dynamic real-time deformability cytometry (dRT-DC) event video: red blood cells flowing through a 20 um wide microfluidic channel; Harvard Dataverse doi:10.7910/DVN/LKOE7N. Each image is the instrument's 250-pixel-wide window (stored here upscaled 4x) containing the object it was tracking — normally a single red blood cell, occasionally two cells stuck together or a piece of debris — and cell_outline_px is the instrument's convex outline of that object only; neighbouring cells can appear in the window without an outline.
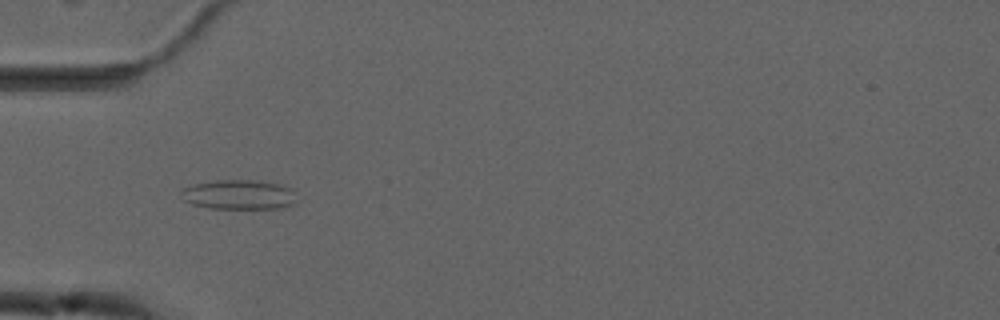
{"species": "common noctule bat (a hibernating species)", "species_latin": "Nyctalus noctula", "temperature_condition": "cold", "stored_images_in_passage": 7, "camera_frame_rate_fps": 3000, "um_per_image_px": 0.085, "animal": {"sex": "male", "forearm_length_mm": 52.5}, "frame": {"image": 1, "passage_image": 4, "time_ms": 3.667, "image_size_px": [1000, 320], "cell_outline_px": [[296, 200], [292, 204], [284, 208], [212, 208], [192, 204], [184, 200], [180, 192], [180, 188], [196, 184], [216, 180], [260, 180], [280, 184], [292, 188]], "centroid_in_image_um": [20.31, 16.53], "position_along_channel_um": 64.7, "area_um2": 20.0}}
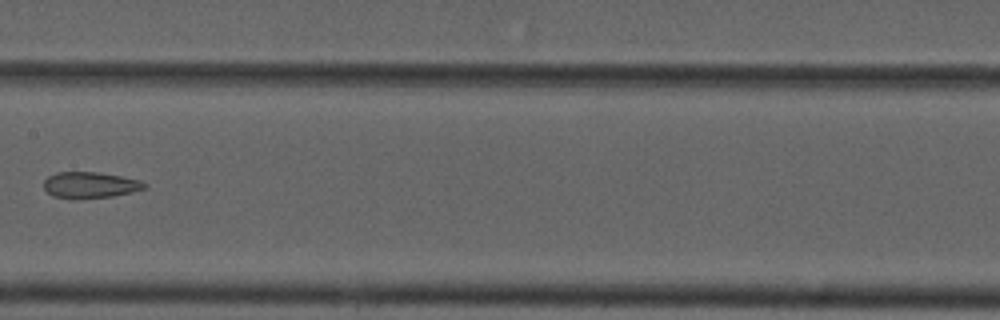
{"frame": {"image": 2, "passage_image": 7, "time_ms": 7.333, "image_size_px": [1000, 320], "cell_outline_px": [[148, 188], [132, 192], [112, 196], [72, 200], [52, 196], [44, 188], [44, 180], [48, 176], [56, 172], [96, 172], [120, 176], [140, 180], [148, 184]], "centroid_in_image_um": [7.65, 15.74], "position_along_channel_um": 199.7, "area_um2": 15.61}}